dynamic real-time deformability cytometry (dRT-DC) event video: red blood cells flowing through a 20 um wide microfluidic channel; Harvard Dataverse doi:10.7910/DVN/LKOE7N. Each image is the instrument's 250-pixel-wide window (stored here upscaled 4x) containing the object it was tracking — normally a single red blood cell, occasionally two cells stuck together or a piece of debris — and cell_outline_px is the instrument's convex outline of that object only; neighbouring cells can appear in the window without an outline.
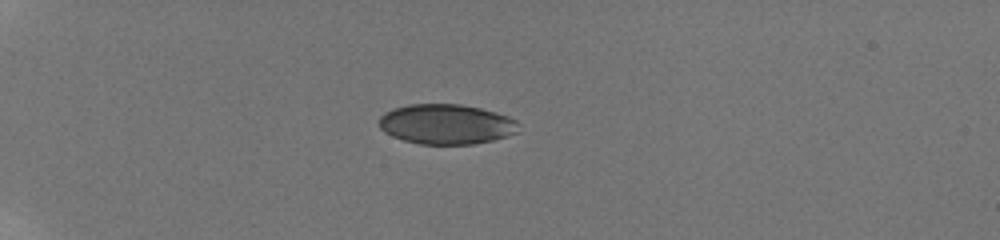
{"species": "human", "species_latin": "Homo sapiens", "temperature_condition": "room temperature", "stored_images_in_passage": 4, "camera_frame_rate_fps": 3000, "um_per_image_px": 0.085, "donor": {"sex": "male"}, "frame": {"image": 1, "passage_image": 1, "time_ms": 0.0, "image_size_px": [1000, 240], "cell_outline_px": [[520, 124], [516, 132], [508, 136], [492, 140], [472, 144], [420, 144], [404, 140], [392, 136], [384, 132], [380, 128], [380, 116], [384, 112], [392, 108], [408, 104], [460, 104], [480, 108], [496, 112], [508, 116], [516, 120]], "centroid_in_image_um": [37.93, 10.55], "position_along_channel_um": 47.1, "area_um2": 32.66}}